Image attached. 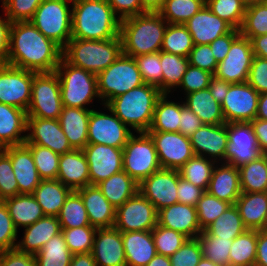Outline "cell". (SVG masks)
<instances>
[{
  "instance_id": "cell-1",
  "label": "cell",
  "mask_w": 267,
  "mask_h": 266,
  "mask_svg": "<svg viewBox=\"0 0 267 266\" xmlns=\"http://www.w3.org/2000/svg\"><path fill=\"white\" fill-rule=\"evenodd\" d=\"M63 49L41 33L31 21L11 23L6 64L36 73L54 72Z\"/></svg>"
},
{
  "instance_id": "cell-2",
  "label": "cell",
  "mask_w": 267,
  "mask_h": 266,
  "mask_svg": "<svg viewBox=\"0 0 267 266\" xmlns=\"http://www.w3.org/2000/svg\"><path fill=\"white\" fill-rule=\"evenodd\" d=\"M71 38L107 40L120 35L121 20L107 0H72Z\"/></svg>"
},
{
  "instance_id": "cell-3",
  "label": "cell",
  "mask_w": 267,
  "mask_h": 266,
  "mask_svg": "<svg viewBox=\"0 0 267 266\" xmlns=\"http://www.w3.org/2000/svg\"><path fill=\"white\" fill-rule=\"evenodd\" d=\"M167 25L158 12H146L121 20L122 53L136 57L160 52Z\"/></svg>"
},
{
  "instance_id": "cell-4",
  "label": "cell",
  "mask_w": 267,
  "mask_h": 266,
  "mask_svg": "<svg viewBox=\"0 0 267 266\" xmlns=\"http://www.w3.org/2000/svg\"><path fill=\"white\" fill-rule=\"evenodd\" d=\"M161 95L157 87L144 83L111 99L106 106L136 133L148 132Z\"/></svg>"
},
{
  "instance_id": "cell-5",
  "label": "cell",
  "mask_w": 267,
  "mask_h": 266,
  "mask_svg": "<svg viewBox=\"0 0 267 266\" xmlns=\"http://www.w3.org/2000/svg\"><path fill=\"white\" fill-rule=\"evenodd\" d=\"M122 53L120 35L107 40L71 38L62 57L70 64L98 74L107 69Z\"/></svg>"
},
{
  "instance_id": "cell-6",
  "label": "cell",
  "mask_w": 267,
  "mask_h": 266,
  "mask_svg": "<svg viewBox=\"0 0 267 266\" xmlns=\"http://www.w3.org/2000/svg\"><path fill=\"white\" fill-rule=\"evenodd\" d=\"M55 72L60 81L63 106L88 109L87 106L99 98L96 74L68 63L63 57Z\"/></svg>"
},
{
  "instance_id": "cell-7",
  "label": "cell",
  "mask_w": 267,
  "mask_h": 266,
  "mask_svg": "<svg viewBox=\"0 0 267 266\" xmlns=\"http://www.w3.org/2000/svg\"><path fill=\"white\" fill-rule=\"evenodd\" d=\"M99 101L106 105L111 99L144 84L134 57L123 53L97 75ZM104 102V103H103Z\"/></svg>"
},
{
  "instance_id": "cell-8",
  "label": "cell",
  "mask_w": 267,
  "mask_h": 266,
  "mask_svg": "<svg viewBox=\"0 0 267 266\" xmlns=\"http://www.w3.org/2000/svg\"><path fill=\"white\" fill-rule=\"evenodd\" d=\"M70 7H72V0H44L31 19L32 24L41 33L62 49L71 39L72 34V8Z\"/></svg>"
},
{
  "instance_id": "cell-9",
  "label": "cell",
  "mask_w": 267,
  "mask_h": 266,
  "mask_svg": "<svg viewBox=\"0 0 267 266\" xmlns=\"http://www.w3.org/2000/svg\"><path fill=\"white\" fill-rule=\"evenodd\" d=\"M63 109L60 81L54 72H33L27 117L58 119Z\"/></svg>"
},
{
  "instance_id": "cell-10",
  "label": "cell",
  "mask_w": 267,
  "mask_h": 266,
  "mask_svg": "<svg viewBox=\"0 0 267 266\" xmlns=\"http://www.w3.org/2000/svg\"><path fill=\"white\" fill-rule=\"evenodd\" d=\"M132 134L123 148V171L137 183L161 169L157 151L147 132Z\"/></svg>"
},
{
  "instance_id": "cell-11",
  "label": "cell",
  "mask_w": 267,
  "mask_h": 266,
  "mask_svg": "<svg viewBox=\"0 0 267 266\" xmlns=\"http://www.w3.org/2000/svg\"><path fill=\"white\" fill-rule=\"evenodd\" d=\"M227 134L225 163L239 168L264 154L259 148L251 122L227 123Z\"/></svg>"
},
{
  "instance_id": "cell-12",
  "label": "cell",
  "mask_w": 267,
  "mask_h": 266,
  "mask_svg": "<svg viewBox=\"0 0 267 266\" xmlns=\"http://www.w3.org/2000/svg\"><path fill=\"white\" fill-rule=\"evenodd\" d=\"M157 214L154 205L138 191L116 209L114 227L121 232L152 231Z\"/></svg>"
},
{
  "instance_id": "cell-13",
  "label": "cell",
  "mask_w": 267,
  "mask_h": 266,
  "mask_svg": "<svg viewBox=\"0 0 267 266\" xmlns=\"http://www.w3.org/2000/svg\"><path fill=\"white\" fill-rule=\"evenodd\" d=\"M104 107L111 113L110 115L104 111L102 113L91 109L88 122V143L124 148L133 134L132 129H129L106 105Z\"/></svg>"
},
{
  "instance_id": "cell-14",
  "label": "cell",
  "mask_w": 267,
  "mask_h": 266,
  "mask_svg": "<svg viewBox=\"0 0 267 266\" xmlns=\"http://www.w3.org/2000/svg\"><path fill=\"white\" fill-rule=\"evenodd\" d=\"M33 71L0 64V103L28 110Z\"/></svg>"
},
{
  "instance_id": "cell-15",
  "label": "cell",
  "mask_w": 267,
  "mask_h": 266,
  "mask_svg": "<svg viewBox=\"0 0 267 266\" xmlns=\"http://www.w3.org/2000/svg\"><path fill=\"white\" fill-rule=\"evenodd\" d=\"M254 54L251 40L241 34L232 42L223 61L217 64L215 78L229 83H245Z\"/></svg>"
},
{
  "instance_id": "cell-16",
  "label": "cell",
  "mask_w": 267,
  "mask_h": 266,
  "mask_svg": "<svg viewBox=\"0 0 267 266\" xmlns=\"http://www.w3.org/2000/svg\"><path fill=\"white\" fill-rule=\"evenodd\" d=\"M155 145L161 168L180 169L195 154L190 138L179 132H147Z\"/></svg>"
},
{
  "instance_id": "cell-17",
  "label": "cell",
  "mask_w": 267,
  "mask_h": 266,
  "mask_svg": "<svg viewBox=\"0 0 267 266\" xmlns=\"http://www.w3.org/2000/svg\"><path fill=\"white\" fill-rule=\"evenodd\" d=\"M260 94L248 83H232L221 103L224 119L251 122L256 118Z\"/></svg>"
},
{
  "instance_id": "cell-18",
  "label": "cell",
  "mask_w": 267,
  "mask_h": 266,
  "mask_svg": "<svg viewBox=\"0 0 267 266\" xmlns=\"http://www.w3.org/2000/svg\"><path fill=\"white\" fill-rule=\"evenodd\" d=\"M179 171L164 169L152 173L138 185V191L155 207L156 211L178 202Z\"/></svg>"
},
{
  "instance_id": "cell-19",
  "label": "cell",
  "mask_w": 267,
  "mask_h": 266,
  "mask_svg": "<svg viewBox=\"0 0 267 266\" xmlns=\"http://www.w3.org/2000/svg\"><path fill=\"white\" fill-rule=\"evenodd\" d=\"M82 151L89 166L90 185L123 171V148L88 143Z\"/></svg>"
},
{
  "instance_id": "cell-20",
  "label": "cell",
  "mask_w": 267,
  "mask_h": 266,
  "mask_svg": "<svg viewBox=\"0 0 267 266\" xmlns=\"http://www.w3.org/2000/svg\"><path fill=\"white\" fill-rule=\"evenodd\" d=\"M26 140L24 144H36L58 154L74 150L62 130L58 119L27 117Z\"/></svg>"
},
{
  "instance_id": "cell-21",
  "label": "cell",
  "mask_w": 267,
  "mask_h": 266,
  "mask_svg": "<svg viewBox=\"0 0 267 266\" xmlns=\"http://www.w3.org/2000/svg\"><path fill=\"white\" fill-rule=\"evenodd\" d=\"M189 138L195 155L206 158L208 156V159L212 158L216 163L219 161L225 163L228 141L227 123L221 125L203 124Z\"/></svg>"
},
{
  "instance_id": "cell-22",
  "label": "cell",
  "mask_w": 267,
  "mask_h": 266,
  "mask_svg": "<svg viewBox=\"0 0 267 266\" xmlns=\"http://www.w3.org/2000/svg\"><path fill=\"white\" fill-rule=\"evenodd\" d=\"M91 253L97 266H126L122 232L115 227L97 228Z\"/></svg>"
},
{
  "instance_id": "cell-23",
  "label": "cell",
  "mask_w": 267,
  "mask_h": 266,
  "mask_svg": "<svg viewBox=\"0 0 267 266\" xmlns=\"http://www.w3.org/2000/svg\"><path fill=\"white\" fill-rule=\"evenodd\" d=\"M4 152L11 159L19 194H32L42 179L37 172L30 149L22 144L6 147Z\"/></svg>"
},
{
  "instance_id": "cell-24",
  "label": "cell",
  "mask_w": 267,
  "mask_h": 266,
  "mask_svg": "<svg viewBox=\"0 0 267 266\" xmlns=\"http://www.w3.org/2000/svg\"><path fill=\"white\" fill-rule=\"evenodd\" d=\"M157 223L168 229L197 238L203 231L199 225L195 206L175 203L158 211Z\"/></svg>"
},
{
  "instance_id": "cell-25",
  "label": "cell",
  "mask_w": 267,
  "mask_h": 266,
  "mask_svg": "<svg viewBox=\"0 0 267 266\" xmlns=\"http://www.w3.org/2000/svg\"><path fill=\"white\" fill-rule=\"evenodd\" d=\"M184 25L191 34L194 45L210 44L233 29L213 14L206 4Z\"/></svg>"
},
{
  "instance_id": "cell-26",
  "label": "cell",
  "mask_w": 267,
  "mask_h": 266,
  "mask_svg": "<svg viewBox=\"0 0 267 266\" xmlns=\"http://www.w3.org/2000/svg\"><path fill=\"white\" fill-rule=\"evenodd\" d=\"M76 191L83 200L91 226L95 228L114 227L116 209L105 198L97 185H88Z\"/></svg>"
},
{
  "instance_id": "cell-27",
  "label": "cell",
  "mask_w": 267,
  "mask_h": 266,
  "mask_svg": "<svg viewBox=\"0 0 267 266\" xmlns=\"http://www.w3.org/2000/svg\"><path fill=\"white\" fill-rule=\"evenodd\" d=\"M206 191L219 200L235 204L242 193L238 168L224 162L216 163Z\"/></svg>"
},
{
  "instance_id": "cell-28",
  "label": "cell",
  "mask_w": 267,
  "mask_h": 266,
  "mask_svg": "<svg viewBox=\"0 0 267 266\" xmlns=\"http://www.w3.org/2000/svg\"><path fill=\"white\" fill-rule=\"evenodd\" d=\"M57 180L74 191L90 185L89 166L82 150L60 154Z\"/></svg>"
},
{
  "instance_id": "cell-29",
  "label": "cell",
  "mask_w": 267,
  "mask_h": 266,
  "mask_svg": "<svg viewBox=\"0 0 267 266\" xmlns=\"http://www.w3.org/2000/svg\"><path fill=\"white\" fill-rule=\"evenodd\" d=\"M27 111L0 103V146L22 145L25 143Z\"/></svg>"
},
{
  "instance_id": "cell-30",
  "label": "cell",
  "mask_w": 267,
  "mask_h": 266,
  "mask_svg": "<svg viewBox=\"0 0 267 266\" xmlns=\"http://www.w3.org/2000/svg\"><path fill=\"white\" fill-rule=\"evenodd\" d=\"M90 113L91 109L63 106L58 121L74 150H83L88 144Z\"/></svg>"
},
{
  "instance_id": "cell-31",
  "label": "cell",
  "mask_w": 267,
  "mask_h": 266,
  "mask_svg": "<svg viewBox=\"0 0 267 266\" xmlns=\"http://www.w3.org/2000/svg\"><path fill=\"white\" fill-rule=\"evenodd\" d=\"M61 232L60 223L55 216H44L25 227L23 239L17 242L16 249L35 255L53 236Z\"/></svg>"
},
{
  "instance_id": "cell-32",
  "label": "cell",
  "mask_w": 267,
  "mask_h": 266,
  "mask_svg": "<svg viewBox=\"0 0 267 266\" xmlns=\"http://www.w3.org/2000/svg\"><path fill=\"white\" fill-rule=\"evenodd\" d=\"M126 266H146L157 254L152 231L122 232Z\"/></svg>"
},
{
  "instance_id": "cell-33",
  "label": "cell",
  "mask_w": 267,
  "mask_h": 266,
  "mask_svg": "<svg viewBox=\"0 0 267 266\" xmlns=\"http://www.w3.org/2000/svg\"><path fill=\"white\" fill-rule=\"evenodd\" d=\"M235 205L247 229H267V192H242Z\"/></svg>"
},
{
  "instance_id": "cell-34",
  "label": "cell",
  "mask_w": 267,
  "mask_h": 266,
  "mask_svg": "<svg viewBox=\"0 0 267 266\" xmlns=\"http://www.w3.org/2000/svg\"><path fill=\"white\" fill-rule=\"evenodd\" d=\"M184 95H186L184 104L199 117L203 124L221 125L226 123L221 104L214 99L208 88Z\"/></svg>"
},
{
  "instance_id": "cell-35",
  "label": "cell",
  "mask_w": 267,
  "mask_h": 266,
  "mask_svg": "<svg viewBox=\"0 0 267 266\" xmlns=\"http://www.w3.org/2000/svg\"><path fill=\"white\" fill-rule=\"evenodd\" d=\"M71 191L57 179L42 180L32 195L41 206L45 216L57 217Z\"/></svg>"
},
{
  "instance_id": "cell-36",
  "label": "cell",
  "mask_w": 267,
  "mask_h": 266,
  "mask_svg": "<svg viewBox=\"0 0 267 266\" xmlns=\"http://www.w3.org/2000/svg\"><path fill=\"white\" fill-rule=\"evenodd\" d=\"M4 202L17 230L19 227H28L45 216L32 194H18Z\"/></svg>"
},
{
  "instance_id": "cell-37",
  "label": "cell",
  "mask_w": 267,
  "mask_h": 266,
  "mask_svg": "<svg viewBox=\"0 0 267 266\" xmlns=\"http://www.w3.org/2000/svg\"><path fill=\"white\" fill-rule=\"evenodd\" d=\"M138 185L132 177L125 171L112 175L108 179L101 181L97 187L101 190L105 198L117 209L129 198L138 192Z\"/></svg>"
},
{
  "instance_id": "cell-38",
  "label": "cell",
  "mask_w": 267,
  "mask_h": 266,
  "mask_svg": "<svg viewBox=\"0 0 267 266\" xmlns=\"http://www.w3.org/2000/svg\"><path fill=\"white\" fill-rule=\"evenodd\" d=\"M162 94L156 102L153 121L148 131L179 132L181 104Z\"/></svg>"
},
{
  "instance_id": "cell-39",
  "label": "cell",
  "mask_w": 267,
  "mask_h": 266,
  "mask_svg": "<svg viewBox=\"0 0 267 266\" xmlns=\"http://www.w3.org/2000/svg\"><path fill=\"white\" fill-rule=\"evenodd\" d=\"M238 170L241 192H267V153Z\"/></svg>"
},
{
  "instance_id": "cell-40",
  "label": "cell",
  "mask_w": 267,
  "mask_h": 266,
  "mask_svg": "<svg viewBox=\"0 0 267 266\" xmlns=\"http://www.w3.org/2000/svg\"><path fill=\"white\" fill-rule=\"evenodd\" d=\"M204 230L211 236L233 240L247 228L243 224L238 208L233 204Z\"/></svg>"
},
{
  "instance_id": "cell-41",
  "label": "cell",
  "mask_w": 267,
  "mask_h": 266,
  "mask_svg": "<svg viewBox=\"0 0 267 266\" xmlns=\"http://www.w3.org/2000/svg\"><path fill=\"white\" fill-rule=\"evenodd\" d=\"M257 254V230L247 229L233 239L229 266H254Z\"/></svg>"
},
{
  "instance_id": "cell-42",
  "label": "cell",
  "mask_w": 267,
  "mask_h": 266,
  "mask_svg": "<svg viewBox=\"0 0 267 266\" xmlns=\"http://www.w3.org/2000/svg\"><path fill=\"white\" fill-rule=\"evenodd\" d=\"M34 256L37 266H69L73 254L69 251L60 232L44 244Z\"/></svg>"
},
{
  "instance_id": "cell-43",
  "label": "cell",
  "mask_w": 267,
  "mask_h": 266,
  "mask_svg": "<svg viewBox=\"0 0 267 266\" xmlns=\"http://www.w3.org/2000/svg\"><path fill=\"white\" fill-rule=\"evenodd\" d=\"M160 64L163 73V94H170L174 88H179L189 67V60L188 57L160 51Z\"/></svg>"
},
{
  "instance_id": "cell-44",
  "label": "cell",
  "mask_w": 267,
  "mask_h": 266,
  "mask_svg": "<svg viewBox=\"0 0 267 266\" xmlns=\"http://www.w3.org/2000/svg\"><path fill=\"white\" fill-rule=\"evenodd\" d=\"M57 218L61 229L91 226L83 200L80 194L74 190L65 199Z\"/></svg>"
},
{
  "instance_id": "cell-45",
  "label": "cell",
  "mask_w": 267,
  "mask_h": 266,
  "mask_svg": "<svg viewBox=\"0 0 267 266\" xmlns=\"http://www.w3.org/2000/svg\"><path fill=\"white\" fill-rule=\"evenodd\" d=\"M215 163L212 159L194 155L178 171L180 177L206 191Z\"/></svg>"
},
{
  "instance_id": "cell-46",
  "label": "cell",
  "mask_w": 267,
  "mask_h": 266,
  "mask_svg": "<svg viewBox=\"0 0 267 266\" xmlns=\"http://www.w3.org/2000/svg\"><path fill=\"white\" fill-rule=\"evenodd\" d=\"M206 0H165L158 12L169 24H185L204 5Z\"/></svg>"
},
{
  "instance_id": "cell-47",
  "label": "cell",
  "mask_w": 267,
  "mask_h": 266,
  "mask_svg": "<svg viewBox=\"0 0 267 266\" xmlns=\"http://www.w3.org/2000/svg\"><path fill=\"white\" fill-rule=\"evenodd\" d=\"M193 47V39L185 25L168 23L161 51L188 57Z\"/></svg>"
},
{
  "instance_id": "cell-48",
  "label": "cell",
  "mask_w": 267,
  "mask_h": 266,
  "mask_svg": "<svg viewBox=\"0 0 267 266\" xmlns=\"http://www.w3.org/2000/svg\"><path fill=\"white\" fill-rule=\"evenodd\" d=\"M203 258L221 266H229L230 247L233 240L211 236L205 230L197 237Z\"/></svg>"
},
{
  "instance_id": "cell-49",
  "label": "cell",
  "mask_w": 267,
  "mask_h": 266,
  "mask_svg": "<svg viewBox=\"0 0 267 266\" xmlns=\"http://www.w3.org/2000/svg\"><path fill=\"white\" fill-rule=\"evenodd\" d=\"M206 5L233 29L241 28L247 8L242 0H206Z\"/></svg>"
},
{
  "instance_id": "cell-50",
  "label": "cell",
  "mask_w": 267,
  "mask_h": 266,
  "mask_svg": "<svg viewBox=\"0 0 267 266\" xmlns=\"http://www.w3.org/2000/svg\"><path fill=\"white\" fill-rule=\"evenodd\" d=\"M31 151L37 172L42 180H55L58 175L60 154L47 147L25 144Z\"/></svg>"
},
{
  "instance_id": "cell-51",
  "label": "cell",
  "mask_w": 267,
  "mask_h": 266,
  "mask_svg": "<svg viewBox=\"0 0 267 266\" xmlns=\"http://www.w3.org/2000/svg\"><path fill=\"white\" fill-rule=\"evenodd\" d=\"M240 34L248 39L267 34V2L246 8Z\"/></svg>"
},
{
  "instance_id": "cell-52",
  "label": "cell",
  "mask_w": 267,
  "mask_h": 266,
  "mask_svg": "<svg viewBox=\"0 0 267 266\" xmlns=\"http://www.w3.org/2000/svg\"><path fill=\"white\" fill-rule=\"evenodd\" d=\"M96 230L93 226H82L61 229V232L69 251L74 255L92 252Z\"/></svg>"
},
{
  "instance_id": "cell-53",
  "label": "cell",
  "mask_w": 267,
  "mask_h": 266,
  "mask_svg": "<svg viewBox=\"0 0 267 266\" xmlns=\"http://www.w3.org/2000/svg\"><path fill=\"white\" fill-rule=\"evenodd\" d=\"M152 236L159 255L170 257L188 239L183 233L160 226L158 223L152 229Z\"/></svg>"
},
{
  "instance_id": "cell-54",
  "label": "cell",
  "mask_w": 267,
  "mask_h": 266,
  "mask_svg": "<svg viewBox=\"0 0 267 266\" xmlns=\"http://www.w3.org/2000/svg\"><path fill=\"white\" fill-rule=\"evenodd\" d=\"M230 206V203L219 200L217 197L205 191L195 206L201 229L204 230Z\"/></svg>"
},
{
  "instance_id": "cell-55",
  "label": "cell",
  "mask_w": 267,
  "mask_h": 266,
  "mask_svg": "<svg viewBox=\"0 0 267 266\" xmlns=\"http://www.w3.org/2000/svg\"><path fill=\"white\" fill-rule=\"evenodd\" d=\"M144 83L157 87L163 94V73L160 52L134 57Z\"/></svg>"
},
{
  "instance_id": "cell-56",
  "label": "cell",
  "mask_w": 267,
  "mask_h": 266,
  "mask_svg": "<svg viewBox=\"0 0 267 266\" xmlns=\"http://www.w3.org/2000/svg\"><path fill=\"white\" fill-rule=\"evenodd\" d=\"M7 18L14 22L31 21L44 0H1Z\"/></svg>"
},
{
  "instance_id": "cell-57",
  "label": "cell",
  "mask_w": 267,
  "mask_h": 266,
  "mask_svg": "<svg viewBox=\"0 0 267 266\" xmlns=\"http://www.w3.org/2000/svg\"><path fill=\"white\" fill-rule=\"evenodd\" d=\"M203 254L197 238H188L185 243L171 255V266H197Z\"/></svg>"
},
{
  "instance_id": "cell-58",
  "label": "cell",
  "mask_w": 267,
  "mask_h": 266,
  "mask_svg": "<svg viewBox=\"0 0 267 266\" xmlns=\"http://www.w3.org/2000/svg\"><path fill=\"white\" fill-rule=\"evenodd\" d=\"M18 194V183L12 169L11 159L3 152L0 155V201H4Z\"/></svg>"
},
{
  "instance_id": "cell-59",
  "label": "cell",
  "mask_w": 267,
  "mask_h": 266,
  "mask_svg": "<svg viewBox=\"0 0 267 266\" xmlns=\"http://www.w3.org/2000/svg\"><path fill=\"white\" fill-rule=\"evenodd\" d=\"M18 230L4 201H0V252L16 249Z\"/></svg>"
},
{
  "instance_id": "cell-60",
  "label": "cell",
  "mask_w": 267,
  "mask_h": 266,
  "mask_svg": "<svg viewBox=\"0 0 267 266\" xmlns=\"http://www.w3.org/2000/svg\"><path fill=\"white\" fill-rule=\"evenodd\" d=\"M213 77L214 75L212 73L189 64L187 71L182 77L179 88L181 87L186 94L204 90L208 88Z\"/></svg>"
},
{
  "instance_id": "cell-61",
  "label": "cell",
  "mask_w": 267,
  "mask_h": 266,
  "mask_svg": "<svg viewBox=\"0 0 267 266\" xmlns=\"http://www.w3.org/2000/svg\"><path fill=\"white\" fill-rule=\"evenodd\" d=\"M188 60L190 65L212 74L215 73L218 64L209 44L194 45Z\"/></svg>"
},
{
  "instance_id": "cell-62",
  "label": "cell",
  "mask_w": 267,
  "mask_h": 266,
  "mask_svg": "<svg viewBox=\"0 0 267 266\" xmlns=\"http://www.w3.org/2000/svg\"><path fill=\"white\" fill-rule=\"evenodd\" d=\"M247 82L259 94L267 92V59L253 57Z\"/></svg>"
},
{
  "instance_id": "cell-63",
  "label": "cell",
  "mask_w": 267,
  "mask_h": 266,
  "mask_svg": "<svg viewBox=\"0 0 267 266\" xmlns=\"http://www.w3.org/2000/svg\"><path fill=\"white\" fill-rule=\"evenodd\" d=\"M205 191L191 182L180 177L177 185L178 202L190 206H196Z\"/></svg>"
},
{
  "instance_id": "cell-64",
  "label": "cell",
  "mask_w": 267,
  "mask_h": 266,
  "mask_svg": "<svg viewBox=\"0 0 267 266\" xmlns=\"http://www.w3.org/2000/svg\"><path fill=\"white\" fill-rule=\"evenodd\" d=\"M115 15L120 19L141 15L146 13L140 0H107Z\"/></svg>"
},
{
  "instance_id": "cell-65",
  "label": "cell",
  "mask_w": 267,
  "mask_h": 266,
  "mask_svg": "<svg viewBox=\"0 0 267 266\" xmlns=\"http://www.w3.org/2000/svg\"><path fill=\"white\" fill-rule=\"evenodd\" d=\"M0 266H37L35 256L17 249L0 252Z\"/></svg>"
},
{
  "instance_id": "cell-66",
  "label": "cell",
  "mask_w": 267,
  "mask_h": 266,
  "mask_svg": "<svg viewBox=\"0 0 267 266\" xmlns=\"http://www.w3.org/2000/svg\"><path fill=\"white\" fill-rule=\"evenodd\" d=\"M240 35L239 29H232L229 33L216 38L210 43L211 50L217 63L224 60L232 45V42Z\"/></svg>"
},
{
  "instance_id": "cell-67",
  "label": "cell",
  "mask_w": 267,
  "mask_h": 266,
  "mask_svg": "<svg viewBox=\"0 0 267 266\" xmlns=\"http://www.w3.org/2000/svg\"><path fill=\"white\" fill-rule=\"evenodd\" d=\"M181 120L179 125V133H182L186 137H190L196 130L202 125V121L199 117L190 110L184 102H181Z\"/></svg>"
},
{
  "instance_id": "cell-68",
  "label": "cell",
  "mask_w": 267,
  "mask_h": 266,
  "mask_svg": "<svg viewBox=\"0 0 267 266\" xmlns=\"http://www.w3.org/2000/svg\"><path fill=\"white\" fill-rule=\"evenodd\" d=\"M10 26L7 16L4 19L0 16V64H5L8 57Z\"/></svg>"
},
{
  "instance_id": "cell-69",
  "label": "cell",
  "mask_w": 267,
  "mask_h": 266,
  "mask_svg": "<svg viewBox=\"0 0 267 266\" xmlns=\"http://www.w3.org/2000/svg\"><path fill=\"white\" fill-rule=\"evenodd\" d=\"M254 266H267V229L257 230V254Z\"/></svg>"
},
{
  "instance_id": "cell-70",
  "label": "cell",
  "mask_w": 267,
  "mask_h": 266,
  "mask_svg": "<svg viewBox=\"0 0 267 266\" xmlns=\"http://www.w3.org/2000/svg\"><path fill=\"white\" fill-rule=\"evenodd\" d=\"M252 128L257 137L260 150L267 153V120L255 118L251 121Z\"/></svg>"
},
{
  "instance_id": "cell-71",
  "label": "cell",
  "mask_w": 267,
  "mask_h": 266,
  "mask_svg": "<svg viewBox=\"0 0 267 266\" xmlns=\"http://www.w3.org/2000/svg\"><path fill=\"white\" fill-rule=\"evenodd\" d=\"M231 84L232 83L213 77L210 81L208 89L213 95L214 99L221 104Z\"/></svg>"
},
{
  "instance_id": "cell-72",
  "label": "cell",
  "mask_w": 267,
  "mask_h": 266,
  "mask_svg": "<svg viewBox=\"0 0 267 266\" xmlns=\"http://www.w3.org/2000/svg\"><path fill=\"white\" fill-rule=\"evenodd\" d=\"M254 56L267 59V34L251 39Z\"/></svg>"
},
{
  "instance_id": "cell-73",
  "label": "cell",
  "mask_w": 267,
  "mask_h": 266,
  "mask_svg": "<svg viewBox=\"0 0 267 266\" xmlns=\"http://www.w3.org/2000/svg\"><path fill=\"white\" fill-rule=\"evenodd\" d=\"M69 266H97L91 252L74 254Z\"/></svg>"
},
{
  "instance_id": "cell-74",
  "label": "cell",
  "mask_w": 267,
  "mask_h": 266,
  "mask_svg": "<svg viewBox=\"0 0 267 266\" xmlns=\"http://www.w3.org/2000/svg\"><path fill=\"white\" fill-rule=\"evenodd\" d=\"M141 7L145 12H159L165 0H140Z\"/></svg>"
},
{
  "instance_id": "cell-75",
  "label": "cell",
  "mask_w": 267,
  "mask_h": 266,
  "mask_svg": "<svg viewBox=\"0 0 267 266\" xmlns=\"http://www.w3.org/2000/svg\"><path fill=\"white\" fill-rule=\"evenodd\" d=\"M256 118L267 120V92L259 96Z\"/></svg>"
},
{
  "instance_id": "cell-76",
  "label": "cell",
  "mask_w": 267,
  "mask_h": 266,
  "mask_svg": "<svg viewBox=\"0 0 267 266\" xmlns=\"http://www.w3.org/2000/svg\"><path fill=\"white\" fill-rule=\"evenodd\" d=\"M146 266H171L168 256L156 254Z\"/></svg>"
},
{
  "instance_id": "cell-77",
  "label": "cell",
  "mask_w": 267,
  "mask_h": 266,
  "mask_svg": "<svg viewBox=\"0 0 267 266\" xmlns=\"http://www.w3.org/2000/svg\"><path fill=\"white\" fill-rule=\"evenodd\" d=\"M197 266H221V265L215 264L211 260H208V259L202 257V259L200 260V262Z\"/></svg>"
},
{
  "instance_id": "cell-78",
  "label": "cell",
  "mask_w": 267,
  "mask_h": 266,
  "mask_svg": "<svg viewBox=\"0 0 267 266\" xmlns=\"http://www.w3.org/2000/svg\"><path fill=\"white\" fill-rule=\"evenodd\" d=\"M242 2L246 7H249L252 5L259 4V3L267 2V0H242Z\"/></svg>"
},
{
  "instance_id": "cell-79",
  "label": "cell",
  "mask_w": 267,
  "mask_h": 266,
  "mask_svg": "<svg viewBox=\"0 0 267 266\" xmlns=\"http://www.w3.org/2000/svg\"><path fill=\"white\" fill-rule=\"evenodd\" d=\"M4 147L0 146V155L4 152Z\"/></svg>"
}]
</instances>
